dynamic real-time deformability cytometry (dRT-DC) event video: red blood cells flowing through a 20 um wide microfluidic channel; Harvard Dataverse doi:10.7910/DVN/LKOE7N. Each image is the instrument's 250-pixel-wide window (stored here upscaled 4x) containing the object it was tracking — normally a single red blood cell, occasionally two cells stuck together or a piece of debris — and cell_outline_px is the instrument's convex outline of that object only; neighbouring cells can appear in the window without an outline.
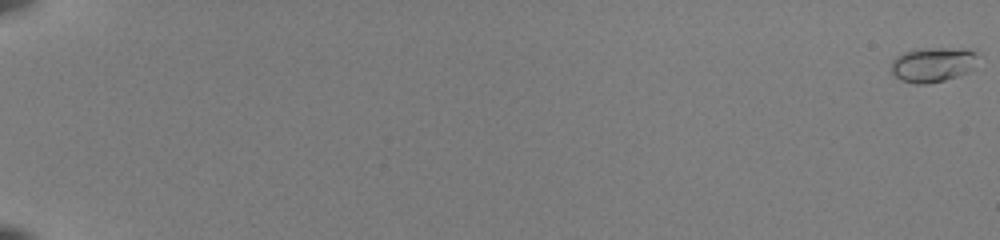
{"species": "common noctule bat (a hibernating species)", "species_latin": "Nyctalus noctula", "temperature_condition": "room temperature", "stored_images_in_passage": 55, "camera_frame_rate_fps": 3000, "um_per_image_px": 0.085, "animal": {"sex": "female", "body_mass_g": 22.0, "forearm_length_mm": 56.7}, "frame": {"image": 1, "passage_image": 1, "time_ms": 0.0, "image_size_px": [1000, 240], "cell_outline_px": [[984, 56], [968, 72], [944, 80], [928, 84], [916, 84], [900, 80], [892, 72], [892, 60], [896, 56], [904, 52], [916, 48], [976, 48]], "centroid_in_image_um": [79.41, 5.45], "position_along_channel_um": 5.6, "area_um2": 18.26}}
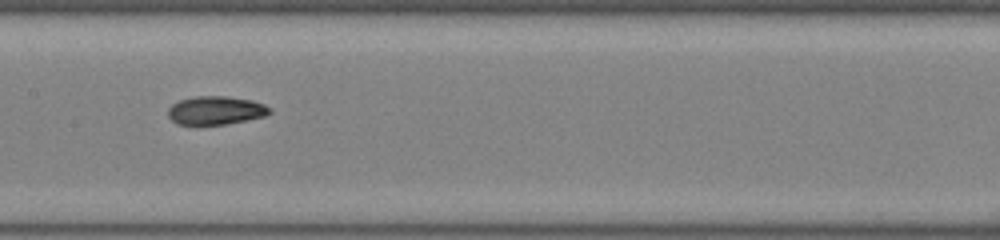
{"frame": {"image": 2, "passage_image": 32, "time_ms": 10.333, "image_size_px": [1000, 240], "cell_outline_px": [[272, 112], [264, 116], [224, 124], [176, 124], [168, 116], [168, 108], [172, 104], [180, 100], [196, 96], [228, 96], [252, 100], [264, 104], [272, 108]], "centroid_in_image_um": [18.34, 9.37], "position_along_channel_um": 189.1, "area_um2": 16.76}}
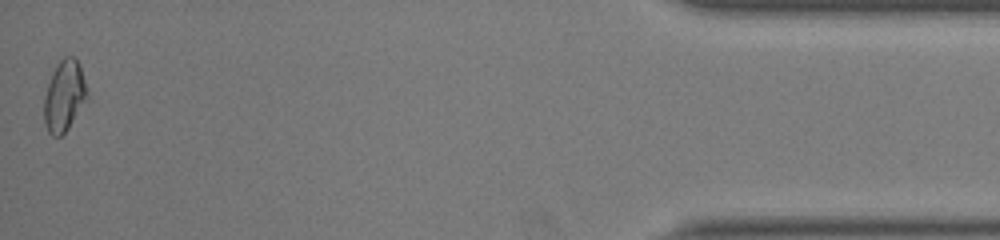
{"frame": {"image": 3, "passage_image": 55, "time_ms": 18.0, "image_size_px": [1000, 240], "cell_outline_px": [[88, 100], [68, 128], [60, 136], [52, 136], [48, 132], [44, 124], [44, 96], [52, 72], [56, 64], [64, 56], [72, 56], [76, 60], [80, 68], [88, 92]], "centroid_in_image_um": [5.46, 8.17], "position_along_channel_um": 429.7, "area_um2": 17.86}, "authors_computed_cell_mechanics": {"area_um2": 16.5308, "velocity_mm_per_s": 4.0097, "shape_relaxation_time_tau1_ms": 4.8385, "shape_relaxation_time_tau2_ms": 2.1465, "deformation_change_tau1": 0.1636, "deformation_change_tau2": 0.0676}}